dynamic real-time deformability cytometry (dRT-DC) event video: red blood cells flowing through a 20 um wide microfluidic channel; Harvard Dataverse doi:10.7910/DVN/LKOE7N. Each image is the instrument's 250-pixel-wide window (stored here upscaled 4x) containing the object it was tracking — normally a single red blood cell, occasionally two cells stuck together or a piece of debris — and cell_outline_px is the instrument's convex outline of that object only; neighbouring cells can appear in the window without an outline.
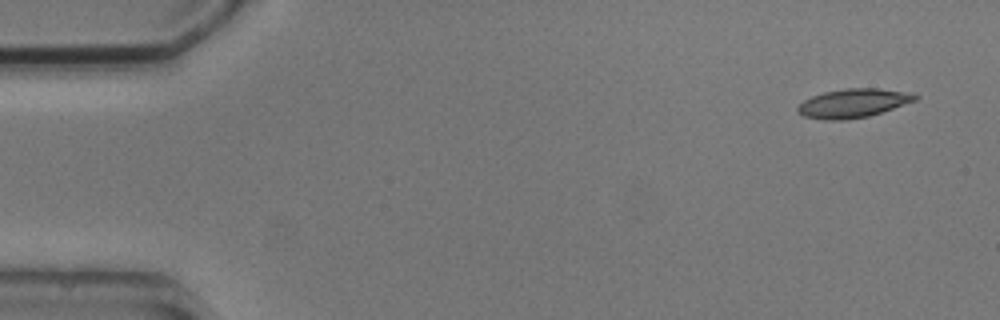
{"species": "common noctule bat (a hibernating species)", "species_latin": "Nyctalus noctula", "temperature_condition": "cold", "stored_images_in_passage": 5, "camera_frame_rate_fps": 3000, "um_per_image_px": 0.085, "animal": {"sex": "male", "body_mass_g": 20.5, "forearm_length_mm": 52.5}, "frame": {"image": 1, "passage_image": 1, "time_ms": 0.0, "image_size_px": [1000, 320], "cell_outline_px": [[920, 96], [916, 100], [868, 116], [844, 120], [824, 120], [804, 116], [796, 108], [804, 100], [812, 96], [824, 92], [844, 88], [876, 88], [916, 92]], "centroid_in_image_um": [72.56, 8.75], "position_along_channel_um": 12.4, "area_um2": 19.71}}
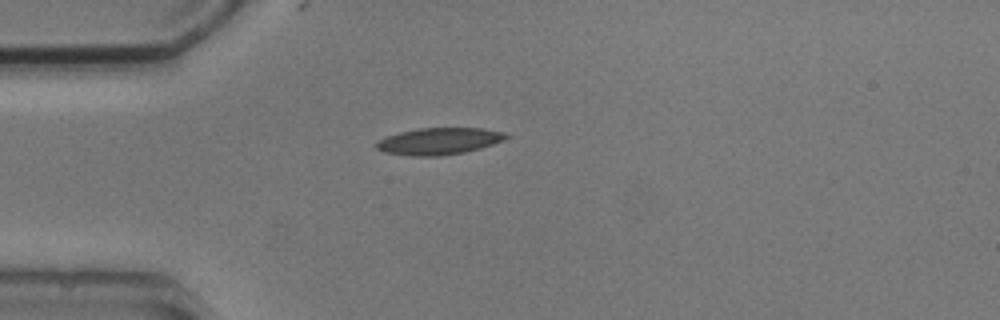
{"frame": {"image": 2, "passage_image": 4, "time_ms": 3.667, "image_size_px": [1000, 320], "cell_outline_px": [[512, 136], [504, 140], [480, 148], [464, 152], [440, 156], [412, 156], [384, 152], [376, 148], [376, 144], [384, 136], [416, 128], [484, 128], [504, 132]], "centroid_in_image_um": [37.33, 11.99], "position_along_channel_um": 47.7, "area_um2": 20.35}}